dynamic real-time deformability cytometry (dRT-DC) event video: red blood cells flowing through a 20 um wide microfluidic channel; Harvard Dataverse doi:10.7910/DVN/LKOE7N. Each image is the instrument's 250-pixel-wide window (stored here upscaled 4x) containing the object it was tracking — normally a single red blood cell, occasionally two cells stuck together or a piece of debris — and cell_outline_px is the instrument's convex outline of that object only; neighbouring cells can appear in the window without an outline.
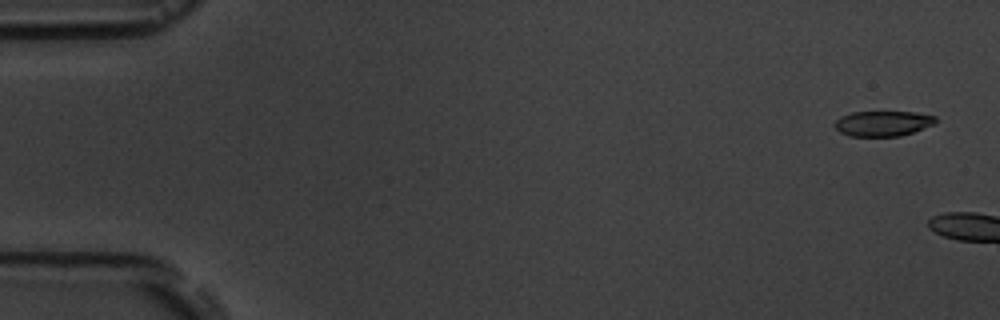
{"species": "common noctule bat (a hibernating species)", "species_latin": "Nyctalus noctula", "temperature_condition": "room temperature", "stored_images_in_passage": 2, "camera_frame_rate_fps": 3000, "um_per_image_px": 0.085, "animal": {"sex": "male", "body_mass_g": 19.5, "forearm_length_mm": 54.6}, "frame": {"image": 1, "passage_image": 1, "time_ms": 0.0, "image_size_px": [1000, 320], "cell_outline_px": [[936, 124], [900, 136], [848, 136], [840, 132], [836, 128], [836, 120], [840, 116], [852, 112], [912, 112], [936, 116]], "centroid_in_image_um": [75.05, 10.49], "position_along_channel_um": 9.9, "area_um2": 14.8}}